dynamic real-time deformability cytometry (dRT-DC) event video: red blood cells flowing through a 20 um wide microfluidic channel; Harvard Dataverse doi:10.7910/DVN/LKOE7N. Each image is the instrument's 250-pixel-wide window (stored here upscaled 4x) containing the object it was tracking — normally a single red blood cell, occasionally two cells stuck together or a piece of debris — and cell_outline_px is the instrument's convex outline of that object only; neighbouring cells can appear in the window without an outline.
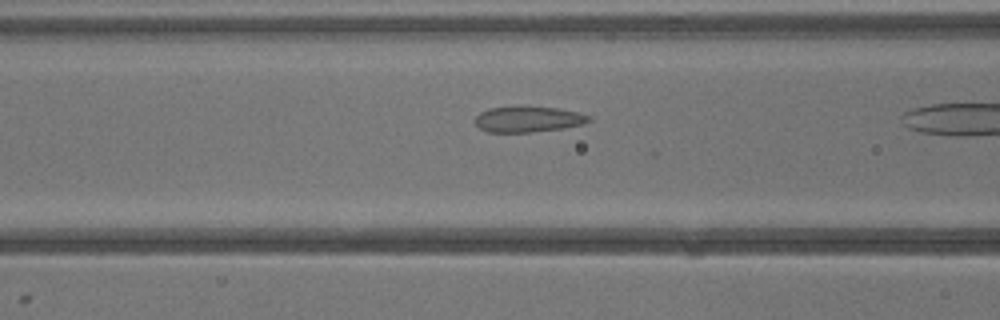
{"species": "common noctule bat (a hibernating species)", "species_latin": "Nyctalus noctula", "temperature_condition": "warm", "stored_images_in_passage": 27, "camera_frame_rate_fps": 3000, "um_per_image_px": 0.085, "animal": {"sex": "male", "body_mass_g": 13.3}, "frame": {"image": 1, "passage_image": 12, "time_ms": 3.667, "image_size_px": [1000, 320], "cell_outline_px": [[592, 120], [584, 124], [564, 128], [532, 132], [488, 132], [480, 128], [476, 124], [476, 116], [480, 112], [488, 108], [520, 104], [556, 108], [576, 112], [592, 116]], "centroid_in_image_um": [44.9, 10.1], "position_along_channel_um": 121.7, "area_um2": 17.63}}
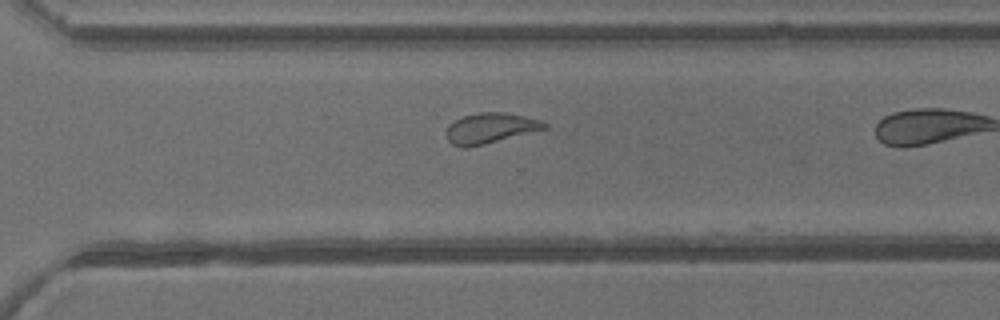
{"frame": {"image": 2, "passage_image": 24, "time_ms": 7.667, "image_size_px": [1000, 320], "cell_outline_px": [[548, 128], [484, 144], [464, 148], [452, 144], [448, 140], [444, 132], [448, 124], [464, 116], [480, 112], [504, 112], [524, 116], [540, 120], [548, 124]], "centroid_in_image_um": [41.65, 10.89], "position_along_channel_um": 329.0, "area_um2": 17.34}}